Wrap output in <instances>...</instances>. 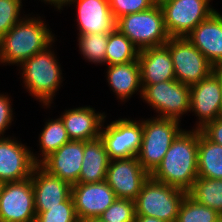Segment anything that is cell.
I'll return each mask as SVG.
<instances>
[{
    "mask_svg": "<svg viewBox=\"0 0 222 222\" xmlns=\"http://www.w3.org/2000/svg\"><path fill=\"white\" fill-rule=\"evenodd\" d=\"M186 194L184 190L149 177L134 200L135 213L165 222H176L179 207Z\"/></svg>",
    "mask_w": 222,
    "mask_h": 222,
    "instance_id": "5",
    "label": "cell"
},
{
    "mask_svg": "<svg viewBox=\"0 0 222 222\" xmlns=\"http://www.w3.org/2000/svg\"><path fill=\"white\" fill-rule=\"evenodd\" d=\"M105 129V130H104ZM101 129L109 159H128L137 157L143 139V121L118 119Z\"/></svg>",
    "mask_w": 222,
    "mask_h": 222,
    "instance_id": "11",
    "label": "cell"
},
{
    "mask_svg": "<svg viewBox=\"0 0 222 222\" xmlns=\"http://www.w3.org/2000/svg\"><path fill=\"white\" fill-rule=\"evenodd\" d=\"M42 1H44L45 4L47 2L51 5H54V7H56L58 10H61V8L63 9V6L67 2V0H42Z\"/></svg>",
    "mask_w": 222,
    "mask_h": 222,
    "instance_id": "37",
    "label": "cell"
},
{
    "mask_svg": "<svg viewBox=\"0 0 222 222\" xmlns=\"http://www.w3.org/2000/svg\"><path fill=\"white\" fill-rule=\"evenodd\" d=\"M25 18L17 22L0 39V64L19 66L55 42L52 31L50 32L40 16Z\"/></svg>",
    "mask_w": 222,
    "mask_h": 222,
    "instance_id": "2",
    "label": "cell"
},
{
    "mask_svg": "<svg viewBox=\"0 0 222 222\" xmlns=\"http://www.w3.org/2000/svg\"><path fill=\"white\" fill-rule=\"evenodd\" d=\"M10 103L11 100L7 95L0 94V137L4 135L8 125L10 126L13 121V108Z\"/></svg>",
    "mask_w": 222,
    "mask_h": 222,
    "instance_id": "34",
    "label": "cell"
},
{
    "mask_svg": "<svg viewBox=\"0 0 222 222\" xmlns=\"http://www.w3.org/2000/svg\"><path fill=\"white\" fill-rule=\"evenodd\" d=\"M176 222H222V215L197 203L186 194L179 207Z\"/></svg>",
    "mask_w": 222,
    "mask_h": 222,
    "instance_id": "28",
    "label": "cell"
},
{
    "mask_svg": "<svg viewBox=\"0 0 222 222\" xmlns=\"http://www.w3.org/2000/svg\"><path fill=\"white\" fill-rule=\"evenodd\" d=\"M142 86V100L155 108L157 117L181 121L180 117L190 112V86L177 80H168Z\"/></svg>",
    "mask_w": 222,
    "mask_h": 222,
    "instance_id": "7",
    "label": "cell"
},
{
    "mask_svg": "<svg viewBox=\"0 0 222 222\" xmlns=\"http://www.w3.org/2000/svg\"><path fill=\"white\" fill-rule=\"evenodd\" d=\"M134 222H165V221L151 216L136 215Z\"/></svg>",
    "mask_w": 222,
    "mask_h": 222,
    "instance_id": "36",
    "label": "cell"
},
{
    "mask_svg": "<svg viewBox=\"0 0 222 222\" xmlns=\"http://www.w3.org/2000/svg\"><path fill=\"white\" fill-rule=\"evenodd\" d=\"M2 186H3V183L0 181V192H1Z\"/></svg>",
    "mask_w": 222,
    "mask_h": 222,
    "instance_id": "39",
    "label": "cell"
},
{
    "mask_svg": "<svg viewBox=\"0 0 222 222\" xmlns=\"http://www.w3.org/2000/svg\"><path fill=\"white\" fill-rule=\"evenodd\" d=\"M187 194L222 215V179L198 177Z\"/></svg>",
    "mask_w": 222,
    "mask_h": 222,
    "instance_id": "26",
    "label": "cell"
},
{
    "mask_svg": "<svg viewBox=\"0 0 222 222\" xmlns=\"http://www.w3.org/2000/svg\"><path fill=\"white\" fill-rule=\"evenodd\" d=\"M51 47L52 44L20 65L27 91L47 107L51 105L54 93L60 88L63 78L61 67Z\"/></svg>",
    "mask_w": 222,
    "mask_h": 222,
    "instance_id": "3",
    "label": "cell"
},
{
    "mask_svg": "<svg viewBox=\"0 0 222 222\" xmlns=\"http://www.w3.org/2000/svg\"><path fill=\"white\" fill-rule=\"evenodd\" d=\"M35 222H80L72 196L63 201L61 206L47 207V211L37 214Z\"/></svg>",
    "mask_w": 222,
    "mask_h": 222,
    "instance_id": "30",
    "label": "cell"
},
{
    "mask_svg": "<svg viewBox=\"0 0 222 222\" xmlns=\"http://www.w3.org/2000/svg\"><path fill=\"white\" fill-rule=\"evenodd\" d=\"M200 131L209 140L222 146V117L207 123Z\"/></svg>",
    "mask_w": 222,
    "mask_h": 222,
    "instance_id": "35",
    "label": "cell"
},
{
    "mask_svg": "<svg viewBox=\"0 0 222 222\" xmlns=\"http://www.w3.org/2000/svg\"><path fill=\"white\" fill-rule=\"evenodd\" d=\"M198 177L222 179V146L200 130L198 137Z\"/></svg>",
    "mask_w": 222,
    "mask_h": 222,
    "instance_id": "24",
    "label": "cell"
},
{
    "mask_svg": "<svg viewBox=\"0 0 222 222\" xmlns=\"http://www.w3.org/2000/svg\"><path fill=\"white\" fill-rule=\"evenodd\" d=\"M36 209L31 177L3 183L0 222H35Z\"/></svg>",
    "mask_w": 222,
    "mask_h": 222,
    "instance_id": "12",
    "label": "cell"
},
{
    "mask_svg": "<svg viewBox=\"0 0 222 222\" xmlns=\"http://www.w3.org/2000/svg\"><path fill=\"white\" fill-rule=\"evenodd\" d=\"M65 125L61 118L46 121L42 133L39 135V145L42 158L40 156L39 164L54 151H57L62 145L69 142Z\"/></svg>",
    "mask_w": 222,
    "mask_h": 222,
    "instance_id": "27",
    "label": "cell"
},
{
    "mask_svg": "<svg viewBox=\"0 0 222 222\" xmlns=\"http://www.w3.org/2000/svg\"><path fill=\"white\" fill-rule=\"evenodd\" d=\"M116 28L140 50L163 46L171 37L159 3L150 9L127 14L116 20Z\"/></svg>",
    "mask_w": 222,
    "mask_h": 222,
    "instance_id": "4",
    "label": "cell"
},
{
    "mask_svg": "<svg viewBox=\"0 0 222 222\" xmlns=\"http://www.w3.org/2000/svg\"><path fill=\"white\" fill-rule=\"evenodd\" d=\"M150 174L141 166L137 157L110 160L106 182L117 199L135 200Z\"/></svg>",
    "mask_w": 222,
    "mask_h": 222,
    "instance_id": "13",
    "label": "cell"
},
{
    "mask_svg": "<svg viewBox=\"0 0 222 222\" xmlns=\"http://www.w3.org/2000/svg\"><path fill=\"white\" fill-rule=\"evenodd\" d=\"M156 3L155 0H109L110 10L115 20L127 14L148 10Z\"/></svg>",
    "mask_w": 222,
    "mask_h": 222,
    "instance_id": "33",
    "label": "cell"
},
{
    "mask_svg": "<svg viewBox=\"0 0 222 222\" xmlns=\"http://www.w3.org/2000/svg\"><path fill=\"white\" fill-rule=\"evenodd\" d=\"M38 157L27 146L14 138H0V181H21L31 177Z\"/></svg>",
    "mask_w": 222,
    "mask_h": 222,
    "instance_id": "14",
    "label": "cell"
},
{
    "mask_svg": "<svg viewBox=\"0 0 222 222\" xmlns=\"http://www.w3.org/2000/svg\"><path fill=\"white\" fill-rule=\"evenodd\" d=\"M135 203L130 199H116L100 216L104 222H134Z\"/></svg>",
    "mask_w": 222,
    "mask_h": 222,
    "instance_id": "31",
    "label": "cell"
},
{
    "mask_svg": "<svg viewBox=\"0 0 222 222\" xmlns=\"http://www.w3.org/2000/svg\"><path fill=\"white\" fill-rule=\"evenodd\" d=\"M110 163L103 140L84 141L83 163L78 183H99L106 180Z\"/></svg>",
    "mask_w": 222,
    "mask_h": 222,
    "instance_id": "22",
    "label": "cell"
},
{
    "mask_svg": "<svg viewBox=\"0 0 222 222\" xmlns=\"http://www.w3.org/2000/svg\"><path fill=\"white\" fill-rule=\"evenodd\" d=\"M83 154L84 141L70 140L46 157L40 165L73 186L79 181Z\"/></svg>",
    "mask_w": 222,
    "mask_h": 222,
    "instance_id": "17",
    "label": "cell"
},
{
    "mask_svg": "<svg viewBox=\"0 0 222 222\" xmlns=\"http://www.w3.org/2000/svg\"><path fill=\"white\" fill-rule=\"evenodd\" d=\"M222 68H216L208 77L190 86V111L198 116L195 129L222 117Z\"/></svg>",
    "mask_w": 222,
    "mask_h": 222,
    "instance_id": "10",
    "label": "cell"
},
{
    "mask_svg": "<svg viewBox=\"0 0 222 222\" xmlns=\"http://www.w3.org/2000/svg\"><path fill=\"white\" fill-rule=\"evenodd\" d=\"M80 222H104V221L99 217H91V218L83 219Z\"/></svg>",
    "mask_w": 222,
    "mask_h": 222,
    "instance_id": "38",
    "label": "cell"
},
{
    "mask_svg": "<svg viewBox=\"0 0 222 222\" xmlns=\"http://www.w3.org/2000/svg\"><path fill=\"white\" fill-rule=\"evenodd\" d=\"M198 137L199 130L183 129L150 177L188 192L198 178Z\"/></svg>",
    "mask_w": 222,
    "mask_h": 222,
    "instance_id": "1",
    "label": "cell"
},
{
    "mask_svg": "<svg viewBox=\"0 0 222 222\" xmlns=\"http://www.w3.org/2000/svg\"><path fill=\"white\" fill-rule=\"evenodd\" d=\"M215 68H222V15L214 11L187 36Z\"/></svg>",
    "mask_w": 222,
    "mask_h": 222,
    "instance_id": "18",
    "label": "cell"
},
{
    "mask_svg": "<svg viewBox=\"0 0 222 222\" xmlns=\"http://www.w3.org/2000/svg\"><path fill=\"white\" fill-rule=\"evenodd\" d=\"M71 196L79 221L99 217L116 199L106 181L99 183H76Z\"/></svg>",
    "mask_w": 222,
    "mask_h": 222,
    "instance_id": "15",
    "label": "cell"
},
{
    "mask_svg": "<svg viewBox=\"0 0 222 222\" xmlns=\"http://www.w3.org/2000/svg\"><path fill=\"white\" fill-rule=\"evenodd\" d=\"M179 122L161 117L143 121V139L137 158L149 174L161 163L172 142L183 131Z\"/></svg>",
    "mask_w": 222,
    "mask_h": 222,
    "instance_id": "6",
    "label": "cell"
},
{
    "mask_svg": "<svg viewBox=\"0 0 222 222\" xmlns=\"http://www.w3.org/2000/svg\"><path fill=\"white\" fill-rule=\"evenodd\" d=\"M139 49L131 40L115 28L108 35L106 64L118 65L138 60Z\"/></svg>",
    "mask_w": 222,
    "mask_h": 222,
    "instance_id": "25",
    "label": "cell"
},
{
    "mask_svg": "<svg viewBox=\"0 0 222 222\" xmlns=\"http://www.w3.org/2000/svg\"><path fill=\"white\" fill-rule=\"evenodd\" d=\"M74 3L77 4L78 35L112 32L116 28L109 0H67L64 6Z\"/></svg>",
    "mask_w": 222,
    "mask_h": 222,
    "instance_id": "19",
    "label": "cell"
},
{
    "mask_svg": "<svg viewBox=\"0 0 222 222\" xmlns=\"http://www.w3.org/2000/svg\"><path fill=\"white\" fill-rule=\"evenodd\" d=\"M164 45L170 51L175 78L180 83L192 86L216 69L186 37L170 38Z\"/></svg>",
    "mask_w": 222,
    "mask_h": 222,
    "instance_id": "9",
    "label": "cell"
},
{
    "mask_svg": "<svg viewBox=\"0 0 222 222\" xmlns=\"http://www.w3.org/2000/svg\"><path fill=\"white\" fill-rule=\"evenodd\" d=\"M211 0H161L166 30L171 38L186 37L214 11Z\"/></svg>",
    "mask_w": 222,
    "mask_h": 222,
    "instance_id": "8",
    "label": "cell"
},
{
    "mask_svg": "<svg viewBox=\"0 0 222 222\" xmlns=\"http://www.w3.org/2000/svg\"><path fill=\"white\" fill-rule=\"evenodd\" d=\"M22 0H0V39L22 19ZM20 17V18H19Z\"/></svg>",
    "mask_w": 222,
    "mask_h": 222,
    "instance_id": "32",
    "label": "cell"
},
{
    "mask_svg": "<svg viewBox=\"0 0 222 222\" xmlns=\"http://www.w3.org/2000/svg\"><path fill=\"white\" fill-rule=\"evenodd\" d=\"M107 82L118 99L130 98L139 90L142 96L139 61L107 66ZM141 88V89H140Z\"/></svg>",
    "mask_w": 222,
    "mask_h": 222,
    "instance_id": "23",
    "label": "cell"
},
{
    "mask_svg": "<svg viewBox=\"0 0 222 222\" xmlns=\"http://www.w3.org/2000/svg\"><path fill=\"white\" fill-rule=\"evenodd\" d=\"M109 33L100 32L79 35V49L86 60L95 64L106 63V47Z\"/></svg>",
    "mask_w": 222,
    "mask_h": 222,
    "instance_id": "29",
    "label": "cell"
},
{
    "mask_svg": "<svg viewBox=\"0 0 222 222\" xmlns=\"http://www.w3.org/2000/svg\"><path fill=\"white\" fill-rule=\"evenodd\" d=\"M141 85L176 80L169 49L163 45L139 51Z\"/></svg>",
    "mask_w": 222,
    "mask_h": 222,
    "instance_id": "21",
    "label": "cell"
},
{
    "mask_svg": "<svg viewBox=\"0 0 222 222\" xmlns=\"http://www.w3.org/2000/svg\"><path fill=\"white\" fill-rule=\"evenodd\" d=\"M60 116L70 140L90 141L100 137L104 113H95L90 106L65 110Z\"/></svg>",
    "mask_w": 222,
    "mask_h": 222,
    "instance_id": "20",
    "label": "cell"
},
{
    "mask_svg": "<svg viewBox=\"0 0 222 222\" xmlns=\"http://www.w3.org/2000/svg\"><path fill=\"white\" fill-rule=\"evenodd\" d=\"M36 215L47 211V207L61 206L71 196L72 186L61 178L50 174L37 164L31 175Z\"/></svg>",
    "mask_w": 222,
    "mask_h": 222,
    "instance_id": "16",
    "label": "cell"
}]
</instances>
